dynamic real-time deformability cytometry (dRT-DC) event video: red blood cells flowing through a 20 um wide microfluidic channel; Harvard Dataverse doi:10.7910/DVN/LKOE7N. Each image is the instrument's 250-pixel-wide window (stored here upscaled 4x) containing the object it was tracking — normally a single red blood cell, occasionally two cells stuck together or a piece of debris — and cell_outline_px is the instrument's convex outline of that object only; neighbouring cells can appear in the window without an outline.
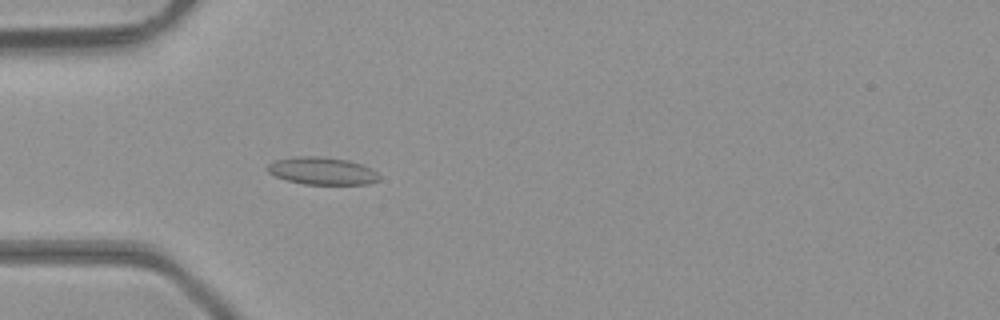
{"species": "common noctule bat (a hibernating species)", "species_latin": "Nyctalus noctula", "temperature_condition": "room temperature", "stored_images_in_passage": 4, "camera_frame_rate_fps": 3000, "um_per_image_px": 0.085, "animal": {"sex": "male", "body_mass_g": 23.1, "forearm_length_mm": 52.7}, "frame": {"image": 1, "passage_image": 4, "time_ms": 1.0, "image_size_px": [1000, 320], "cell_outline_px": [[380, 180], [368, 184], [304, 184], [288, 180], [276, 176], [268, 172], [264, 168], [268, 164], [276, 160], [296, 156], [324, 156], [348, 160], [372, 168], [380, 176]], "centroid_in_image_um": [27.39, 14.52], "position_along_channel_um": 57.6, "area_um2": 17.98}}